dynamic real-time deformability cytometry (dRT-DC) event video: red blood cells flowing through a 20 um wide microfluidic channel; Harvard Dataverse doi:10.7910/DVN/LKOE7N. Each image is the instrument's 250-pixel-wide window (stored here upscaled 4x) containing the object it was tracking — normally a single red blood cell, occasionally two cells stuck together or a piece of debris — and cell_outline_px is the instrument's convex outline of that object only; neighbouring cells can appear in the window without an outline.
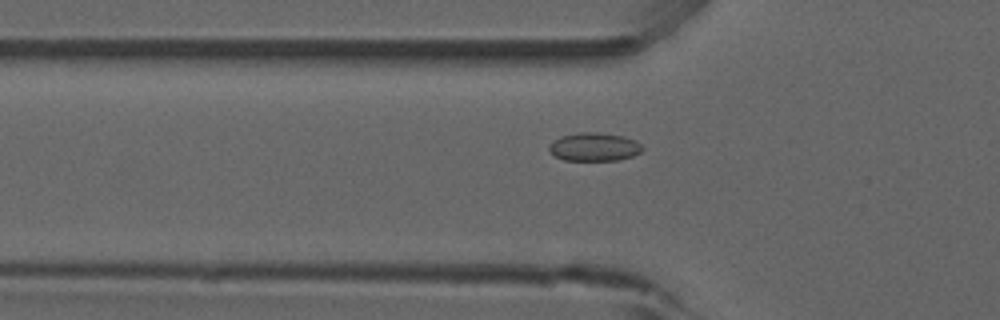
{"species": "common noctule bat (a hibernating species)", "species_latin": "Nyctalus noctula", "temperature_condition": "room temperature", "stored_images_in_passage": 53, "camera_frame_rate_fps": 3000, "um_per_image_px": 0.085, "animal": {"sex": "male", "forearm_length_mm": 52.5}, "frame": {"image": 1, "passage_image": 18, "time_ms": 5.667, "image_size_px": [1000, 320], "cell_outline_px": [[644, 148], [640, 152], [632, 156], [620, 160], [564, 160], [548, 152], [548, 144], [552, 140], [560, 136], [580, 132], [596, 132], [624, 136], [636, 140]], "centroid_in_image_um": [50.48, 12.48], "position_along_channel_um": 75.3, "area_um2": 15.61}}
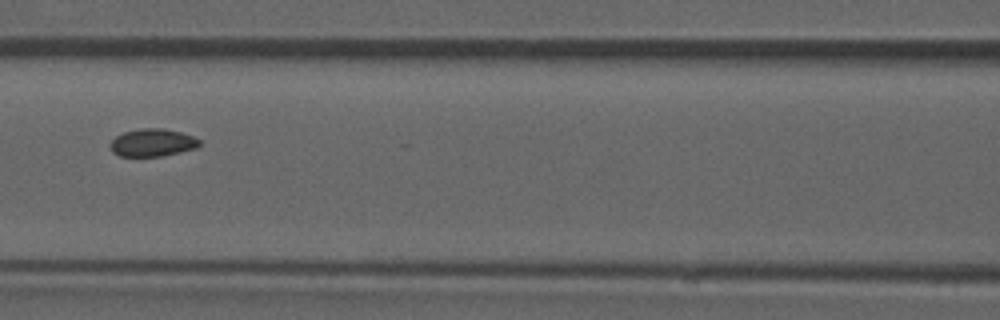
{"frame": {"image": 2, "passage_image": 24, "time_ms": 7.667, "image_size_px": [1000, 320], "cell_outline_px": [[200, 144], [196, 148], [180, 152], [160, 156], [120, 156], [112, 152], [108, 144], [116, 136], [124, 132], [140, 128], [164, 128], [180, 132], [192, 136], [200, 140]], "centroid_in_image_um": [12.93, 12.12], "position_along_channel_um": 153.7, "area_um2": 14.39}}
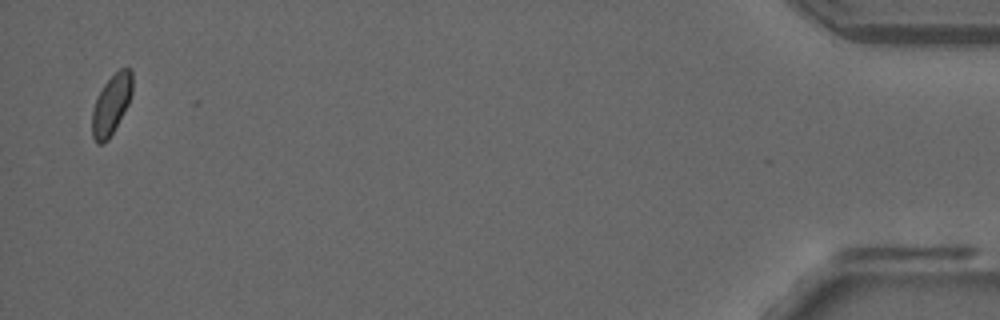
{"frame": {"image": 3, "passage_image": 52, "time_ms": 17.0, "image_size_px": [1000, 320], "cell_outline_px": [[132, 92], [128, 104], [124, 112], [108, 140], [104, 144], [96, 144], [92, 136], [92, 112], [96, 100], [104, 84], [120, 68], [132, 68]], "centroid_in_image_um": [9.46, 8.91], "position_along_channel_um": 425.7, "area_um2": 13.93}, "authors_computed_cell_mechanics": {"area_um2": 14.5656, "velocity_mm_per_s": 3.8901, "shape_relaxation_time_tau1_ms": null, "shape_relaxation_time_tau2_ms": 1.9147, "deformation_change_tau1": null, "deformation_change_tau2": 0.057}}